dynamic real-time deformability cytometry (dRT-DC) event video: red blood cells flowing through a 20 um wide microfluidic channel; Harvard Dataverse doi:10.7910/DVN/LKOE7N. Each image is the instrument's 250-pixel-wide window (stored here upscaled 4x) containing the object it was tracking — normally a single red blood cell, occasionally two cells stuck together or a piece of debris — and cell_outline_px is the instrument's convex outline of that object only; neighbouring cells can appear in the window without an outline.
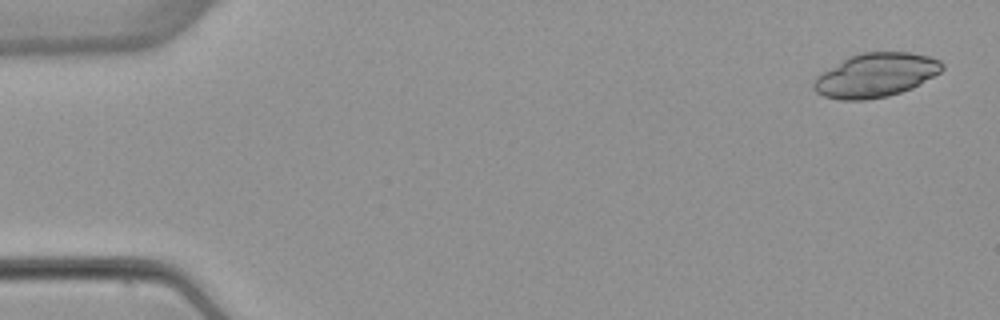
{"species": "common noctule bat (a hibernating species)", "species_latin": "Nyctalus noctula", "temperature_condition": "warm", "stored_images_in_passage": 4, "camera_frame_rate_fps": 3000, "um_per_image_px": 0.085, "animal": {"sex": "female", "body_mass_g": 22.7, "forearm_length_mm": 54.2}, "frame": {"image": 1, "passage_image": 1, "time_ms": 0.0, "image_size_px": [1000, 320], "cell_outline_px": [[944, 68], [940, 72], [920, 84], [912, 88], [888, 96], [864, 100], [840, 100], [824, 96], [816, 92], [812, 88], [812, 84], [816, 76], [848, 56], [860, 52], [912, 52], [928, 56], [940, 60], [944, 64]], "centroid_in_image_um": [74.43, 6.38], "position_along_channel_um": 10.6, "area_um2": 33.06}}